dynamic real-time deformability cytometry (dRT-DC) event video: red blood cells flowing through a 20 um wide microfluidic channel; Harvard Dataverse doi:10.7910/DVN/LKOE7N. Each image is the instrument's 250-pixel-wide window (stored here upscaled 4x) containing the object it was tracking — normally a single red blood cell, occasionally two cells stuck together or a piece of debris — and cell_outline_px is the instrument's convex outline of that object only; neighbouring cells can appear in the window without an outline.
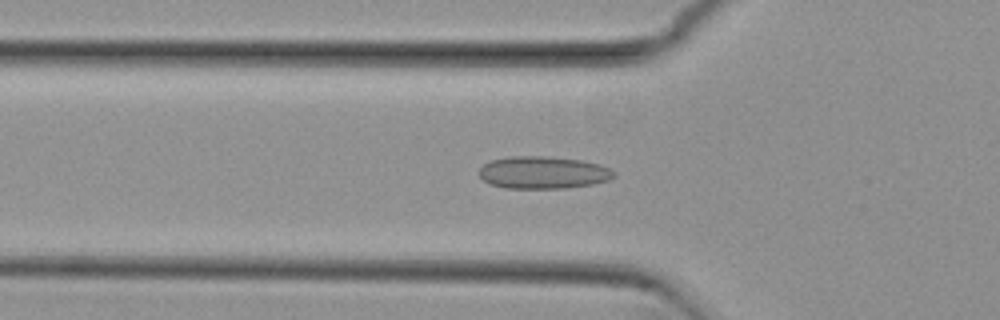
{"species": "common noctule bat (a hibernating species)", "species_latin": "Nyctalus noctula", "temperature_condition": "cold", "stored_images_in_passage": 52, "camera_frame_rate_fps": 3000, "um_per_image_px": 0.085, "animal": {"sex": "female", "body_mass_g": 29.2, "forearm_length_mm": 56.3}, "frame": {"image": 1, "passage_image": 17, "time_ms": 5.333, "image_size_px": [1000, 320], "cell_outline_px": [[616, 176], [608, 180], [592, 184], [564, 188], [504, 188], [488, 184], [480, 176], [480, 168], [484, 164], [492, 160], [512, 156], [544, 156], [580, 160], [596, 164], [608, 168], [616, 172]], "centroid_in_image_um": [46.15, 14.67], "position_along_channel_um": 79.7, "area_um2": 25.26}}
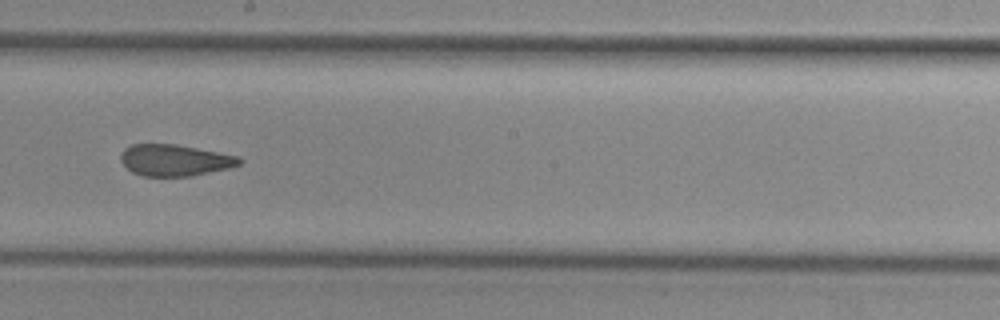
{"frame": {"image": 2, "passage_image": 29, "time_ms": 9.333, "image_size_px": [1000, 320], "cell_outline_px": [[244, 160], [240, 164], [232, 168], [192, 176], [144, 176], [132, 172], [120, 160], [120, 152], [124, 148], [132, 144], [176, 144], [240, 156]], "centroid_in_image_um": [14.89, 13.62], "position_along_channel_um": 233.3, "area_um2": 22.02}}
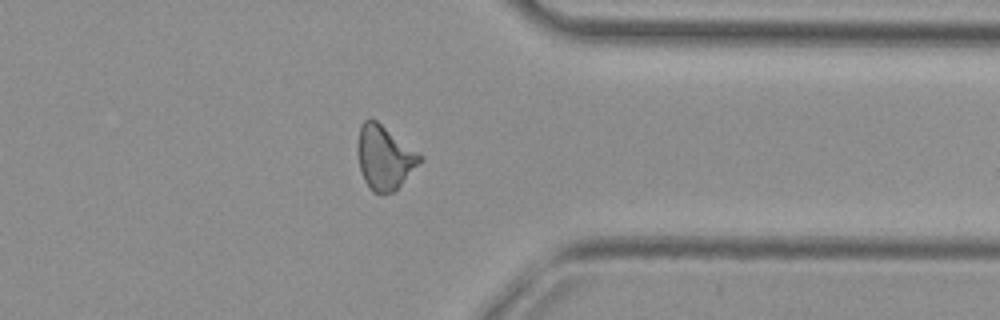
{"frame": {"image": 3, "passage_image": 41, "time_ms": 13.333, "image_size_px": [1000, 320], "cell_outline_px": [[424, 160], [392, 192], [372, 192], [364, 180], [360, 168], [356, 148], [356, 144], [360, 124], [364, 120], [372, 116], [416, 152]], "centroid_in_image_um": [32.62, 13.34], "position_along_channel_um": 378.8, "area_um2": 22.95}, "authors_computed_cell_mechanics": {"area_um2": 23.1778, "velocity_mm_per_s": 3.8269, "shape_relaxation_time_tau1_ms": null, "shape_relaxation_time_tau2_ms": 1.246, "deformation_change_tau1": null, "deformation_change_tau2": 0.0651}}